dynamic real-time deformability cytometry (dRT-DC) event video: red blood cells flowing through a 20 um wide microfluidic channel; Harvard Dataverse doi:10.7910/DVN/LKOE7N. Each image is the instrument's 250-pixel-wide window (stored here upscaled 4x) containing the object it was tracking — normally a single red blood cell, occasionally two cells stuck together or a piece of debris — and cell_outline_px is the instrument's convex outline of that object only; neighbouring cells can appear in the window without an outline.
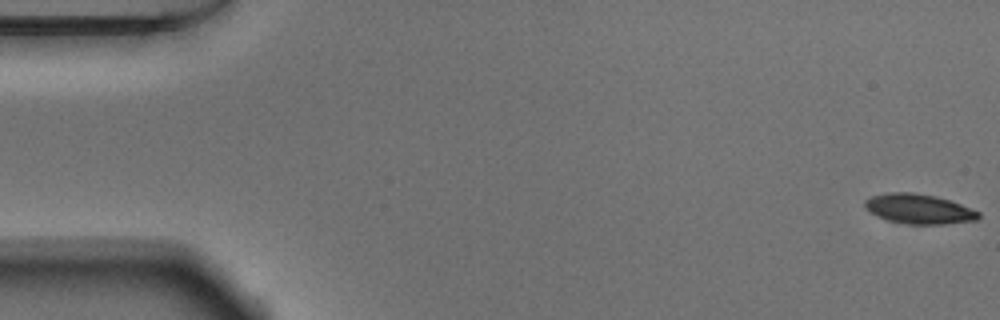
{"species": "Egyptian fruit bat (a non-hibernating species)", "species_latin": "Rousettus aegyptiacus", "temperature_condition": "warm", "stored_images_in_passage": 53, "camera_frame_rate_fps": 3000, "um_per_image_px": 0.085, "animal": {"sex": "male"}, "frame": {"image": 1, "passage_image": 1, "time_ms": 0.0, "image_size_px": [1000, 320], "cell_outline_px": [[980, 216], [976, 220], [944, 224], [904, 224], [888, 220], [876, 216], [864, 208], [864, 200], [872, 196], [884, 192], [912, 192], [936, 196], [960, 204], [980, 212]], "centroid_in_image_um": [78.05, 17.75], "position_along_channel_um": 6.9, "area_um2": 19.83}}
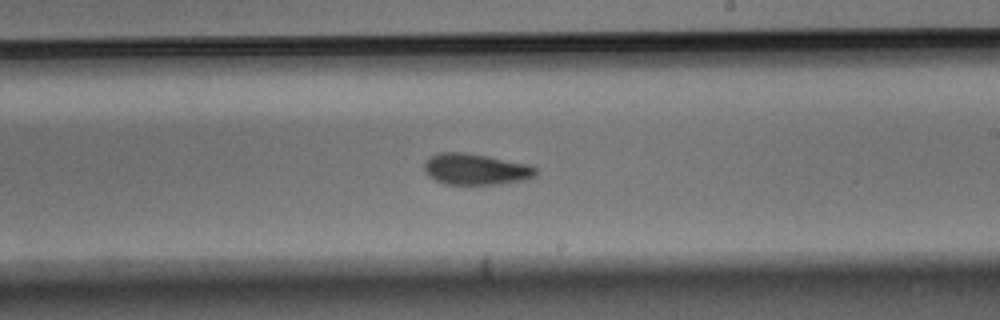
{"frame": {"image": 2, "passage_image": 31, "time_ms": 10.0, "image_size_px": [1000, 320], "cell_outline_px": [[536, 176], [528, 180], [500, 184], [444, 184], [428, 176], [424, 172], [424, 164], [428, 156], [436, 152], [464, 152], [488, 156], [528, 164], [536, 168]], "centroid_in_image_um": [40.42, 14.38], "position_along_channel_um": 248.6, "area_um2": 20.58}}
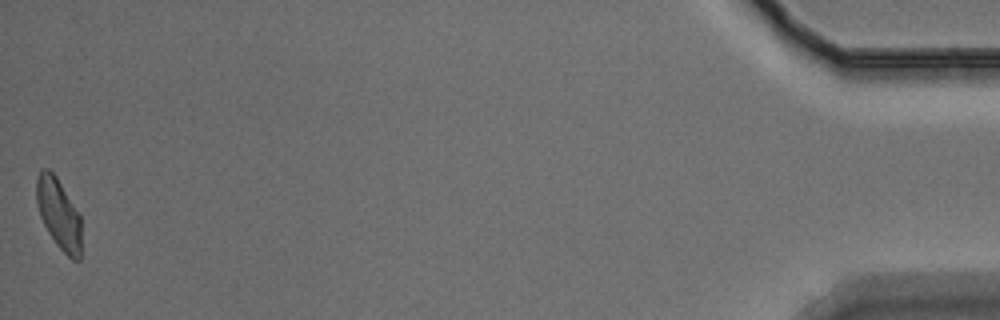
{"frame": {"image": 3, "passage_image": 53, "time_ms": 17.333, "image_size_px": [1000, 320], "cell_outline_px": [[80, 260], [72, 260], [56, 244], [48, 232], [40, 216], [36, 200], [36, 180], [40, 168], [48, 168], [56, 176], [80, 216]], "centroid_in_image_um": [4.96, 18.15], "position_along_channel_um": 430.2, "area_um2": 18.21}, "authors_computed_cell_mechanics": {"area_um2": 20.0566, "velocity_mm_per_s": 3.8078, "shape_relaxation_time_tau1_ms": 5.8983, "shape_relaxation_time_tau2_ms": 3.711, "deformation_change_tau1": 0.1736, "deformation_change_tau2": 0.0936}}